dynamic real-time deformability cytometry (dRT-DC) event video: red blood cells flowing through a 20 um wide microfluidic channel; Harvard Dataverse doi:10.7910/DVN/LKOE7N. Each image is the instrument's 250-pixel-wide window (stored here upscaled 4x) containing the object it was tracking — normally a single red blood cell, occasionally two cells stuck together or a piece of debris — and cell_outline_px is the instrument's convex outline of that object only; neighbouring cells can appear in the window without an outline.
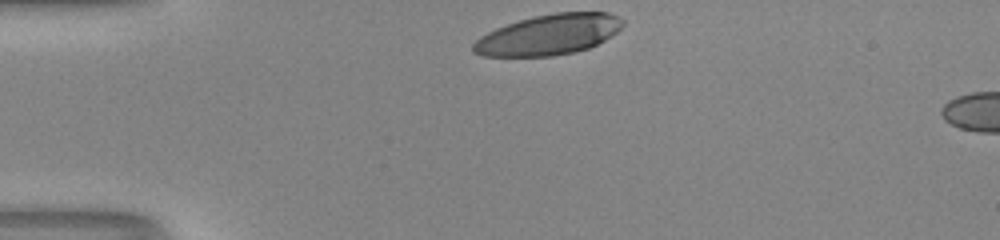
{"species": "human", "species_latin": "Homo sapiens", "temperature_condition": "room temperature", "stored_images_in_passage": 30, "camera_frame_rate_fps": 3000, "um_per_image_px": 0.085, "donor": {"sex": "male"}, "frame": {"image": 1, "passage_image": 1, "time_ms": 0.0, "image_size_px": [1000, 240], "cell_outline_px": [[624, 24], [616, 32], [604, 40], [588, 48], [572, 52], [552, 56], [484, 56], [472, 52], [472, 44], [480, 36], [496, 28], [520, 20], [536, 16], [556, 12], [608, 12], [624, 20]], "centroid_in_image_um": [46.62, 2.95], "position_along_channel_um": 38.4, "area_um2": 34.97}, "authors_computed_cell_mechanics": {"area_um2": 37.3677, "velocity_mm_per_s": 4.1047, "shape_relaxation_time_tau1_ms": 4.2249, "shape_relaxation_time_tau2_ms": 1.4349, "deformation_change_tau1": 0.1875, "deformation_change_tau2": 0.0607}}